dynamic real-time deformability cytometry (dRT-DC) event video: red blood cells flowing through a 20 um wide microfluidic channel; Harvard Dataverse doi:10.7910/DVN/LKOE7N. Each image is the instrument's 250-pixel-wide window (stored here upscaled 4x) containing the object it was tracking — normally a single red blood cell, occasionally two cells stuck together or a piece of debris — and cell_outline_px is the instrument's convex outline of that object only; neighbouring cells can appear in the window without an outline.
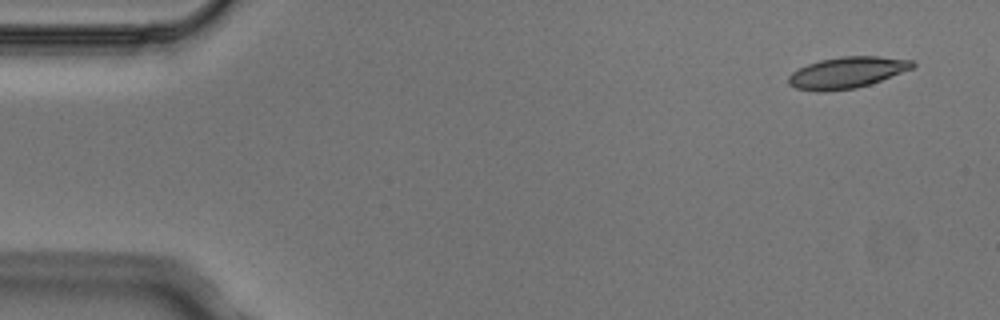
{"species": "Egyptian fruit bat (a non-hibernating species)", "species_latin": "Rousettus aegyptiacus", "temperature_condition": "cold", "stored_images_in_passage": 4, "camera_frame_rate_fps": 3000, "um_per_image_px": 0.085, "animal": {"sex": "male"}, "frame": {"image": 1, "passage_image": 1, "time_ms": 0.0, "image_size_px": [1000, 320], "cell_outline_px": [[916, 64], [912, 68], [880, 80], [856, 88], [820, 92], [816, 92], [796, 88], [788, 84], [788, 76], [792, 72], [808, 64], [820, 60], [840, 56], [880, 56], [912, 60]], "centroid_in_image_um": [71.95, 6.16], "position_along_channel_um": 13.0, "area_um2": 22.48}}
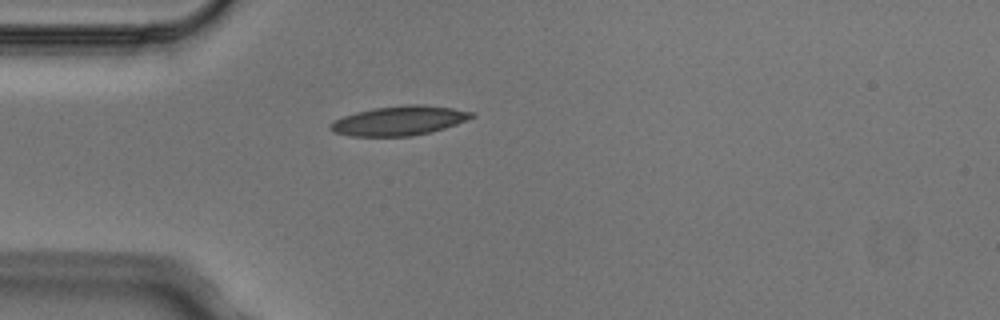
{"frame": {"image": 2, "passage_image": 4, "time_ms": 1.0, "image_size_px": [1000, 320], "cell_outline_px": [[476, 116], [456, 124], [432, 132], [412, 136], [352, 136], [332, 132], [328, 128], [328, 124], [344, 116], [356, 112], [376, 108], [408, 104], [424, 104], [452, 108], [476, 112]], "centroid_in_image_um": [33.96, 10.26], "position_along_channel_um": 51.0, "area_um2": 24.28}}